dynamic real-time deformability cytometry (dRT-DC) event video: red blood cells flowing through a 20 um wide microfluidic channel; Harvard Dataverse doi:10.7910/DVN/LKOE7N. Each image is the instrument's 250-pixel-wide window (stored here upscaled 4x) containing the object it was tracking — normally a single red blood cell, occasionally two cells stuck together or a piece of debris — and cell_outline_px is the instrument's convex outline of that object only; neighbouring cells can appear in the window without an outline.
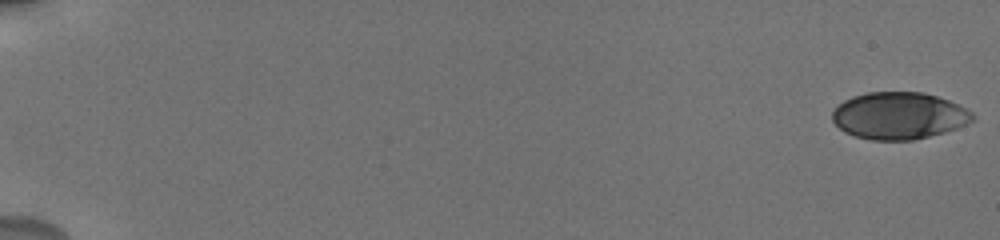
{"species": "human", "species_latin": "Homo sapiens", "temperature_condition": "cold", "stored_images_in_passage": 21, "camera_frame_rate_fps": 3000, "um_per_image_px": 0.085, "donor": {"sex": "male"}, "frame": {"image": 1, "passage_image": 1, "time_ms": 0.0, "image_size_px": [1000, 240], "cell_outline_px": [[976, 116], [972, 120], [956, 128], [944, 132], [912, 140], [872, 140], [856, 136], [844, 132], [832, 120], [832, 112], [844, 100], [852, 96], [868, 92], [924, 92], [948, 100], [968, 108]], "centroid_in_image_um": [76.41, 9.83], "position_along_channel_um": 8.6, "area_um2": 38.32}}
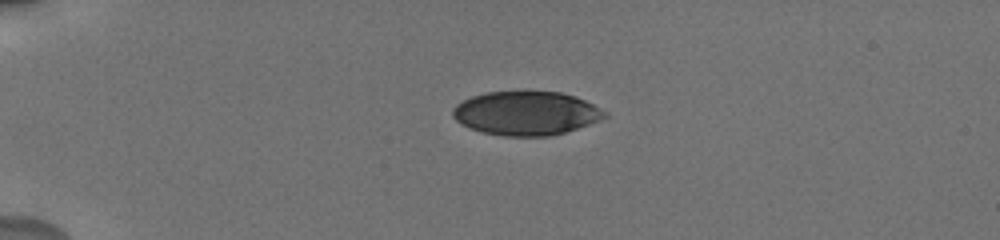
{"frame": {"image": 2, "passage_image": 16, "time_ms": 4.667, "image_size_px": [1000, 240], "cell_outline_px": [[608, 116], [600, 120], [552, 136], [504, 136], [484, 132], [468, 128], [460, 124], [452, 116], [452, 108], [456, 104], [472, 96], [488, 92], [560, 92], [584, 100], [608, 112]], "centroid_in_image_um": [44.69, 9.63], "position_along_channel_um": 40.3, "area_um2": 38.61}}
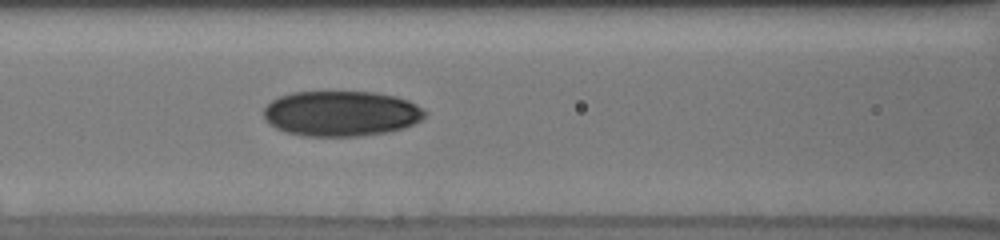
{"frame": {"image": 3, "passage_image": 21, "time_ms": 8.667, "image_size_px": [1000, 240], "cell_outline_px": [[428, 112], [420, 120], [404, 128], [388, 132], [360, 136], [304, 136], [288, 132], [276, 128], [268, 124], [264, 116], [264, 108], [272, 100], [280, 96], [292, 92], [376, 92], [396, 96], [408, 100], [424, 108]], "centroid_in_image_um": [29.02, 9.65], "position_along_channel_um": 137.6, "area_um2": 42.77}}